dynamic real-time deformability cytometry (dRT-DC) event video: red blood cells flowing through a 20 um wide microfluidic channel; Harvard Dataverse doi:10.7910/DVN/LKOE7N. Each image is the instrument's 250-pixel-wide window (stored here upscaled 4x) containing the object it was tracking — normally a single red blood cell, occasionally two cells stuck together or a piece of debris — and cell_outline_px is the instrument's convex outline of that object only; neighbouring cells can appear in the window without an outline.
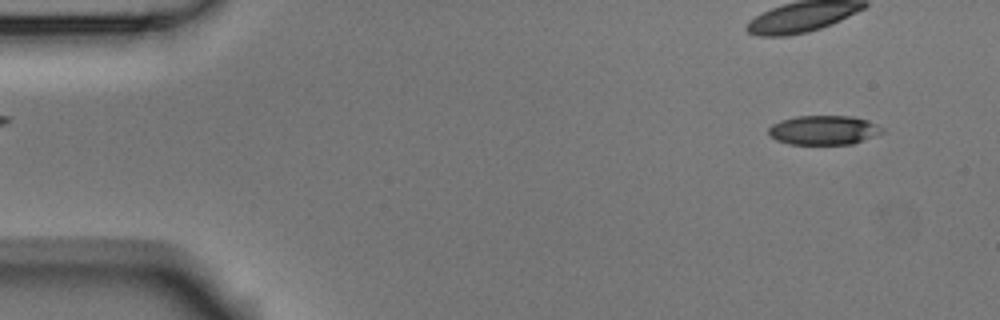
{"species": "Egyptian fruit bat (a non-hibernating species)", "species_latin": "Rousettus aegyptiacus", "temperature_condition": "room temperature", "stored_images_in_passage": 4, "camera_frame_rate_fps": 3000, "um_per_image_px": 0.085, "animal": {"sex": "male"}, "frame": {"image": 1, "passage_image": 1, "time_ms": 0.0, "image_size_px": [1000, 320], "cell_outline_px": [[884, 132], [852, 144], [788, 144], [776, 140], [768, 132], [768, 128], [772, 124], [780, 120], [796, 116], [852, 116], [868, 120], [884, 128]], "centroid_in_image_um": [70.01, 11.05], "position_along_channel_um": 15.0, "area_um2": 19.42}}